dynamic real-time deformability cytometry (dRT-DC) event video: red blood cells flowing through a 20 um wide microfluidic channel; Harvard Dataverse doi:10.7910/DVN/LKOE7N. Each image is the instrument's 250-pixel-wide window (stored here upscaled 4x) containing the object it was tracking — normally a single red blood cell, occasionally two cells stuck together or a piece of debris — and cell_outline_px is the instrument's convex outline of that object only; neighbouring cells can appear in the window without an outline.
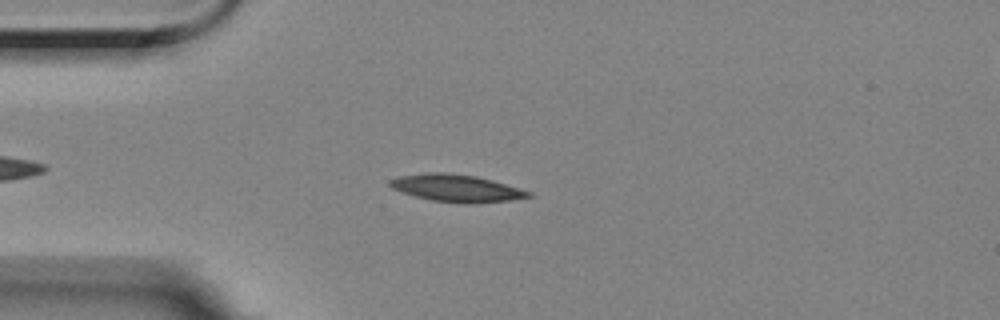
{"species": "Egyptian fruit bat (a non-hibernating species)", "species_latin": "Rousettus aegyptiacus", "temperature_condition": "room temperature", "stored_images_in_passage": 45, "camera_frame_rate_fps": 3000, "um_per_image_px": 0.085, "animal": {"sex": "female"}, "frame": {"image": 1, "passage_image": 9, "time_ms": 2.667, "image_size_px": [1000, 320], "cell_outline_px": [[532, 196], [508, 200], [476, 204], [464, 204], [432, 200], [416, 196], [392, 188], [388, 184], [388, 180], [400, 176], [428, 172], [444, 172], [476, 176], [492, 180], [532, 192]], "centroid_in_image_um": [38.8, 15.99], "position_along_channel_um": 46.2, "area_um2": 21.91}}
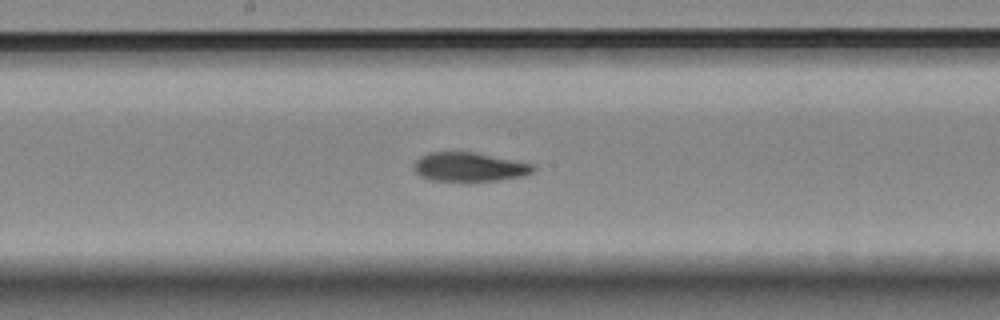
{"frame": {"image": 2, "passage_image": 24, "time_ms": 7.667, "image_size_px": [1000, 320], "cell_outline_px": [[536, 168], [532, 172], [520, 176], [496, 180], [432, 180], [416, 172], [416, 160], [420, 156], [428, 152], [476, 152], [532, 164]], "centroid_in_image_um": [39.9, 14.16], "position_along_channel_um": 208.3, "area_um2": 19.54}}
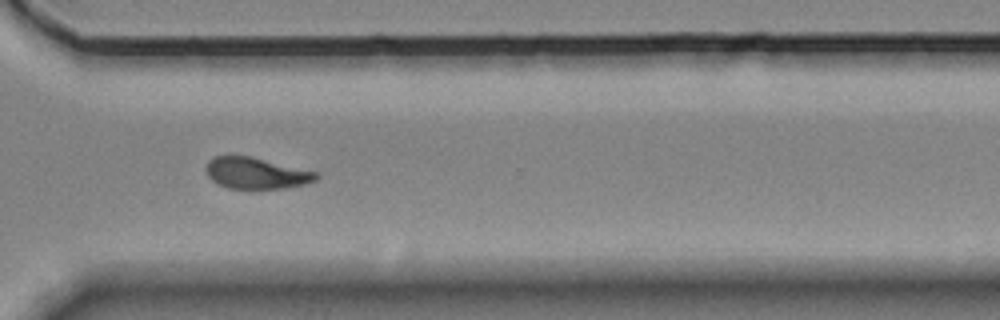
{"frame": {"image": 3, "passage_image": 36, "time_ms": 11.667, "image_size_px": [1000, 320], "cell_outline_px": [[320, 176], [316, 180], [304, 184], [284, 188], [228, 188], [216, 184], [208, 176], [204, 168], [208, 160], [216, 156], [252, 156], [316, 172]], "centroid_in_image_um": [21.74, 14.71], "position_along_channel_um": 348.9, "area_um2": 20.06}, "authors_computed_cell_mechanics": {"area_um2": 20.8658, "velocity_mm_per_s": 3.5178, "shape_relaxation_time_tau1_ms": 6.0227, "shape_relaxation_time_tau2_ms": 4.0173, "deformation_change_tau1": 0.1864, "deformation_change_tau2": 0.1114}}